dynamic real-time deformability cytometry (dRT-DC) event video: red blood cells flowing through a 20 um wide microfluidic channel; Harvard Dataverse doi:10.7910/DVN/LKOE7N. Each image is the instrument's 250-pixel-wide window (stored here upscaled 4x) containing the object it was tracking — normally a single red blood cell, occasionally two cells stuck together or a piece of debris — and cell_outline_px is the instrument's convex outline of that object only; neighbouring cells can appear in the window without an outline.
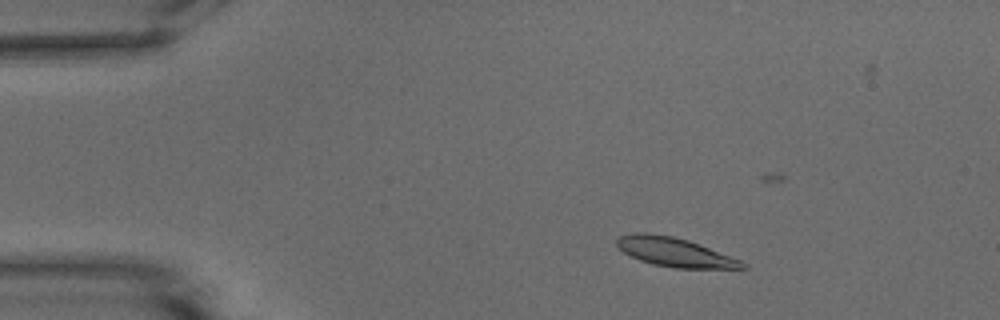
{"species": "common noctule bat (a hibernating species)", "species_latin": "Nyctalus noctula", "temperature_condition": "warm", "stored_images_in_passage": 10, "camera_frame_rate_fps": 3000, "um_per_image_px": 0.085, "animal": {"sex": "male", "body_mass_g": 15.6}, "frame": {"image": 1, "passage_image": 1, "time_ms": 0.0, "image_size_px": [1000, 320], "cell_outline_px": [[748, 268], [676, 268], [652, 264], [640, 260], [624, 252], [616, 244], [616, 240], [620, 236], [636, 232], [644, 232], [672, 236], [688, 240], [740, 260], [748, 264]], "centroid_in_image_um": [57.34, 21.43], "position_along_channel_um": 27.7, "area_um2": 20.92}}
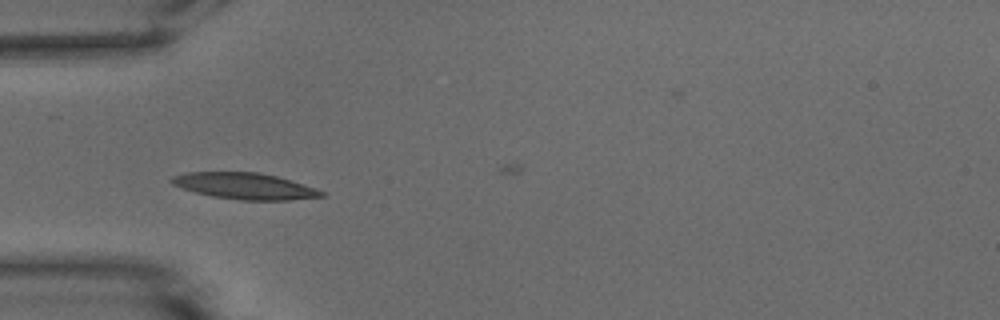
{"frame": {"image": 2, "passage_image": 9, "time_ms": 2.667, "image_size_px": [1000, 320], "cell_outline_px": [[328, 196], [288, 200], [240, 200], [212, 196], [196, 192], [172, 184], [168, 180], [172, 176], [184, 172], [260, 172], [276, 176], [316, 188], [324, 192]], "centroid_in_image_um": [20.81, 15.81], "position_along_channel_um": 64.2, "area_um2": 22.95}}